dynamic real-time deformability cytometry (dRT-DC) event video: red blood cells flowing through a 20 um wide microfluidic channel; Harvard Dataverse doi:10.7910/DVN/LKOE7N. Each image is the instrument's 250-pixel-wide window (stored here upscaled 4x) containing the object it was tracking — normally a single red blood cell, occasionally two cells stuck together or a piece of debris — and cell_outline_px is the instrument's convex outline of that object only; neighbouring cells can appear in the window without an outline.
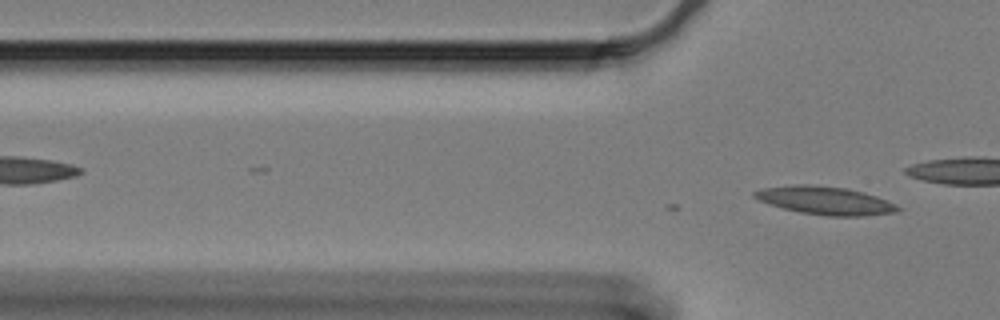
{"species": "Egyptian fruit bat (a non-hibernating species)", "species_latin": "Rousettus aegyptiacus", "temperature_condition": "cold", "stored_images_in_passage": 5, "camera_frame_rate_fps": 3000, "um_per_image_px": 0.085, "animal": {"sex": "female"}, "frame": {"image": 1, "passage_image": 5, "time_ms": 1.333, "image_size_px": [1000, 320], "cell_outline_px": [[904, 208], [896, 212], [864, 216], [824, 216], [800, 212], [784, 208], [760, 200], [752, 196], [752, 192], [764, 188], [796, 184], [804, 184], [848, 188], [864, 192], [876, 196], [896, 204]], "centroid_in_image_um": [70.19, 17.05], "position_along_channel_um": 55.6, "area_um2": 23.41}}